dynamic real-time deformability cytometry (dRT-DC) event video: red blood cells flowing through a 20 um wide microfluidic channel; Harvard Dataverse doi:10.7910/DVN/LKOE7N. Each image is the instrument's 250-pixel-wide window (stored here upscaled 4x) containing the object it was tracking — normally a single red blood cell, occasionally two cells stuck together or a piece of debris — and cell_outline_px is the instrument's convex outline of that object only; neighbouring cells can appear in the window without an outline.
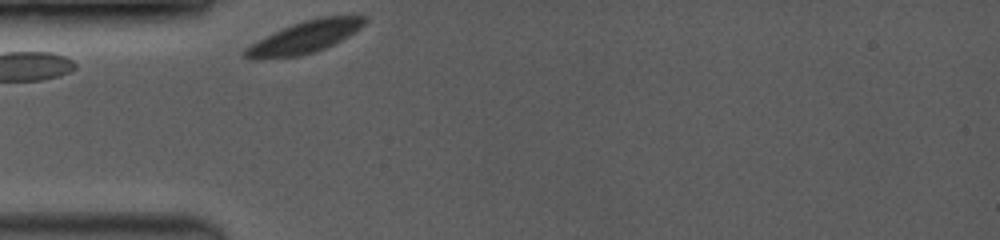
{"species": "common noctule bat (a hibernating species)", "species_latin": "Nyctalus noctula", "temperature_condition": "room temperature", "stored_images_in_passage": 48, "camera_frame_rate_fps": 3500, "um_per_image_px": 0.085, "animal": {"sex": "female", "body_mass_g": 19.0, "forearm_length_mm": 53.3}, "frame": {"image": 1, "passage_image": 1, "time_ms": 0.0, "image_size_px": [1000, 240], "cell_outline_px": [[364, 24], [360, 28], [348, 36], [316, 52], [300, 56], [256, 60], [252, 60], [244, 56], [240, 52], [244, 48], [256, 40], [292, 24], [304, 20], [320, 16], [364, 16]], "centroid_in_image_um": [25.79, 3.19], "position_along_channel_um": 59.2, "area_um2": 22.37}}
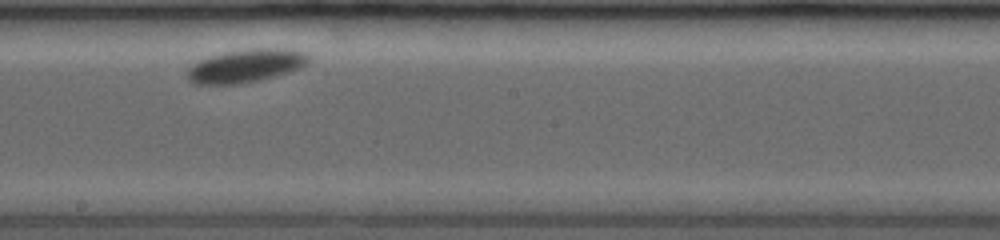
{"frame": {"image": 2, "passage_image": 28, "time_ms": 4.857, "image_size_px": [1000, 240], "cell_outline_px": [[308, 64], [300, 68], [288, 72], [260, 80], [240, 84], [196, 84], [188, 80], [188, 68], [192, 64], [200, 60], [224, 52], [252, 48], [284, 48], [304, 52], [308, 56]], "centroid_in_image_um": [20.9, 5.59], "position_along_channel_um": 227.3, "area_um2": 23.35}}
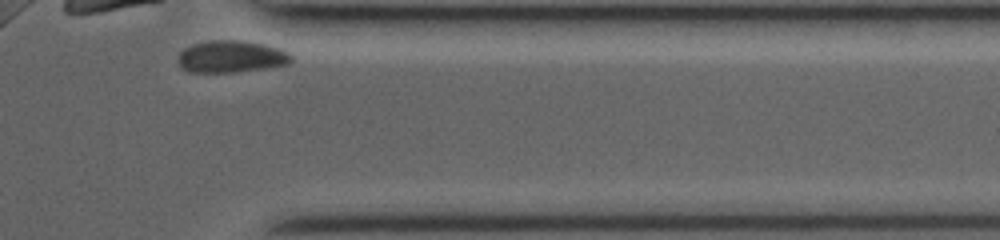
{"frame": {"image": 3, "passage_image": 48, "time_ms": 9.429, "image_size_px": [1000, 240], "cell_outline_px": [[292, 60], [288, 64], [264, 68], [236, 72], [192, 72], [180, 68], [180, 52], [184, 48], [192, 44], [208, 40], [240, 40], [264, 44], [288, 52], [292, 56]], "centroid_in_image_um": [19.64, 4.8], "position_along_channel_um": 391.8, "area_um2": 20.98}}